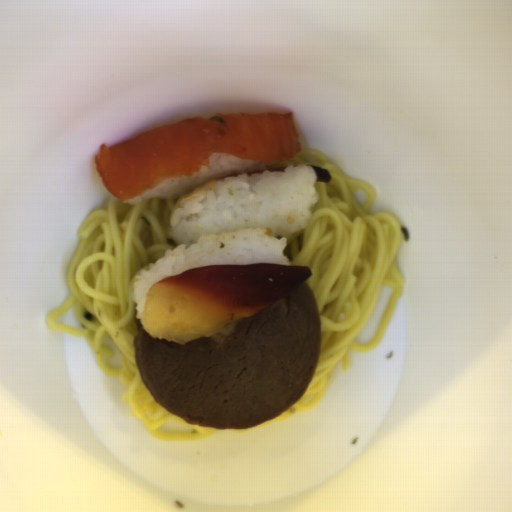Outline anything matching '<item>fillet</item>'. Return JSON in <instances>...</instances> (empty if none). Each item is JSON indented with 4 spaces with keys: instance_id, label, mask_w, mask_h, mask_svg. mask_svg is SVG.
<instances>
[{
    "instance_id": "3",
    "label": "fillet",
    "mask_w": 512,
    "mask_h": 512,
    "mask_svg": "<svg viewBox=\"0 0 512 512\" xmlns=\"http://www.w3.org/2000/svg\"><path fill=\"white\" fill-rule=\"evenodd\" d=\"M240 174L242 173H235V174H231V175H227V176H222V177H216V178H211L210 180H208L207 182H205L204 184H202L201 186L195 188L194 190L190 191L189 193H187L186 195H182L178 201L176 202L177 205L178 204H182L184 202H187L189 200H192L196 197H199L203 194H206L212 190H214L215 186L221 182V181H224L225 178H229V177H237L239 176Z\"/></svg>"
},
{
    "instance_id": "5",
    "label": "fillet",
    "mask_w": 512,
    "mask_h": 512,
    "mask_svg": "<svg viewBox=\"0 0 512 512\" xmlns=\"http://www.w3.org/2000/svg\"><path fill=\"white\" fill-rule=\"evenodd\" d=\"M287 168V166H283V167H277V168H274V169H270L269 172L270 173H273V172H284V170Z\"/></svg>"
},
{
    "instance_id": "4",
    "label": "fillet",
    "mask_w": 512,
    "mask_h": 512,
    "mask_svg": "<svg viewBox=\"0 0 512 512\" xmlns=\"http://www.w3.org/2000/svg\"><path fill=\"white\" fill-rule=\"evenodd\" d=\"M310 167L313 168V170L317 174V180L316 182H326L330 183L332 181V176L330 175L329 171L327 169H323L320 166L317 165H310Z\"/></svg>"
},
{
    "instance_id": "1",
    "label": "fillet",
    "mask_w": 512,
    "mask_h": 512,
    "mask_svg": "<svg viewBox=\"0 0 512 512\" xmlns=\"http://www.w3.org/2000/svg\"><path fill=\"white\" fill-rule=\"evenodd\" d=\"M301 149L292 111L219 113L170 123L112 147L102 143L94 161L103 187L123 202L199 173L212 154L268 164L285 163Z\"/></svg>"
},
{
    "instance_id": "2",
    "label": "fillet",
    "mask_w": 512,
    "mask_h": 512,
    "mask_svg": "<svg viewBox=\"0 0 512 512\" xmlns=\"http://www.w3.org/2000/svg\"><path fill=\"white\" fill-rule=\"evenodd\" d=\"M312 275L307 265L196 266L150 286L141 313L153 339L180 345L215 335L283 299Z\"/></svg>"
},
{
    "instance_id": "6",
    "label": "fillet",
    "mask_w": 512,
    "mask_h": 512,
    "mask_svg": "<svg viewBox=\"0 0 512 512\" xmlns=\"http://www.w3.org/2000/svg\"><path fill=\"white\" fill-rule=\"evenodd\" d=\"M265 170H261V171H257V172H247V176H252V175H262L264 173Z\"/></svg>"
}]
</instances>
